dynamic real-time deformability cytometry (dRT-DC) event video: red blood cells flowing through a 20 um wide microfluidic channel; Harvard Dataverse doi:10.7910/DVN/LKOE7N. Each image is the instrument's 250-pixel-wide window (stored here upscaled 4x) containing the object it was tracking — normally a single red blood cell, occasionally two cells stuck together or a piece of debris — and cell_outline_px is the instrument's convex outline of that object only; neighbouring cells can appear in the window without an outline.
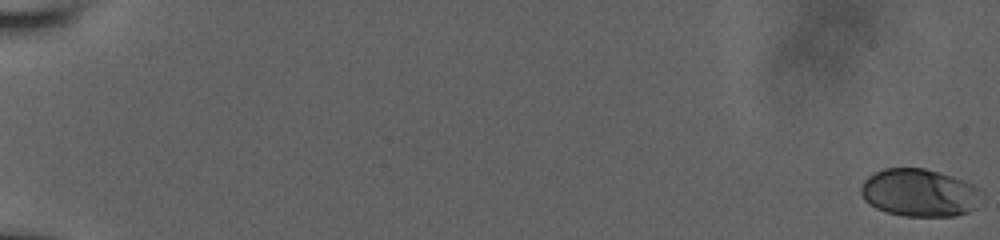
{"species": "human", "species_latin": "Homo sapiens", "temperature_condition": "room temperature", "stored_images_in_passage": 10, "camera_frame_rate_fps": 3000, "um_per_image_px": 0.085, "donor": {"sex": "male"}, "frame": {"image": 1, "passage_image": 1, "time_ms": 0.0, "image_size_px": [1000, 240], "cell_outline_px": [[984, 192], [976, 208], [968, 212], [956, 216], [904, 216], [884, 212], [868, 204], [864, 200], [860, 192], [860, 188], [864, 180], [868, 176], [884, 168], [924, 168], [952, 176], [964, 180], [980, 188]], "centroid_in_image_um": [78.16, 16.39], "position_along_channel_um": 6.8, "area_um2": 33.99}}